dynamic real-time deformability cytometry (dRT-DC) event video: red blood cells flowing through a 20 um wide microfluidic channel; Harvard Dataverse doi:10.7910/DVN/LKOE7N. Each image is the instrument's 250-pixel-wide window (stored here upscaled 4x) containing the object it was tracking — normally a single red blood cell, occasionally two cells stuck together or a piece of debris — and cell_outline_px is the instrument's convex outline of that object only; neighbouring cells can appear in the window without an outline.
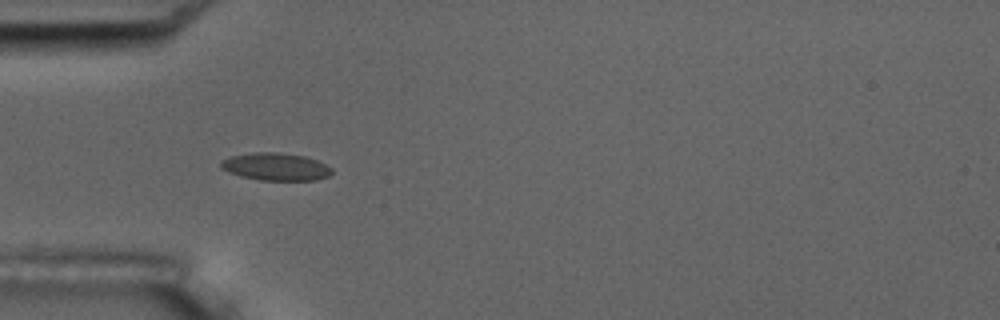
{"species": "common noctule bat (a hibernating species)", "species_latin": "Nyctalus noctula", "temperature_condition": "room temperature", "stored_images_in_passage": 7, "camera_frame_rate_fps": 3000, "um_per_image_px": 0.085, "animal": {"sex": "male", "body_mass_g": 17.5, "forearm_length_mm": 52.3}, "frame": {"image": 1, "passage_image": 5, "time_ms": 4.667, "image_size_px": [1000, 320], "cell_outline_px": [[332, 172], [328, 176], [316, 180], [260, 180], [240, 176], [228, 172], [220, 168], [220, 160], [232, 156], [256, 152], [272, 152], [304, 156], [316, 160], [332, 168]], "centroid_in_image_um": [23.4, 14.18], "position_along_channel_um": 61.6, "area_um2": 17.69}}